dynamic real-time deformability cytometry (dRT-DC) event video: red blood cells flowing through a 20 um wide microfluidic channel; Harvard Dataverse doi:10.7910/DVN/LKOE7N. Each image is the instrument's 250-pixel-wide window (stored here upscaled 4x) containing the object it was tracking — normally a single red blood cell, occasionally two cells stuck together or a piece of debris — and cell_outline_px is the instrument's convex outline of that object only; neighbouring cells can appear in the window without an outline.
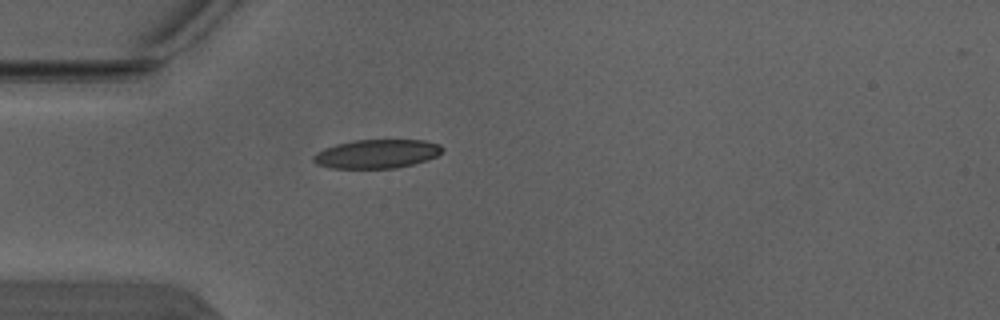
{"species": "Egyptian fruit bat (a non-hibernating species)", "species_latin": "Rousettus aegyptiacus", "temperature_condition": "warm", "stored_images_in_passage": 4, "camera_frame_rate_fps": 3000, "um_per_image_px": 0.085, "animal": {"sex": "male"}, "frame": {"image": 1, "passage_image": 4, "time_ms": 1.0, "image_size_px": [1000, 320], "cell_outline_px": [[444, 152], [428, 160], [396, 168], [328, 168], [316, 164], [312, 160], [312, 156], [316, 152], [324, 148], [336, 144], [356, 140], [424, 140], [440, 144], [444, 148]], "centroid_in_image_um": [32.03, 13.08], "position_along_channel_um": 53.0, "area_um2": 21.85}}